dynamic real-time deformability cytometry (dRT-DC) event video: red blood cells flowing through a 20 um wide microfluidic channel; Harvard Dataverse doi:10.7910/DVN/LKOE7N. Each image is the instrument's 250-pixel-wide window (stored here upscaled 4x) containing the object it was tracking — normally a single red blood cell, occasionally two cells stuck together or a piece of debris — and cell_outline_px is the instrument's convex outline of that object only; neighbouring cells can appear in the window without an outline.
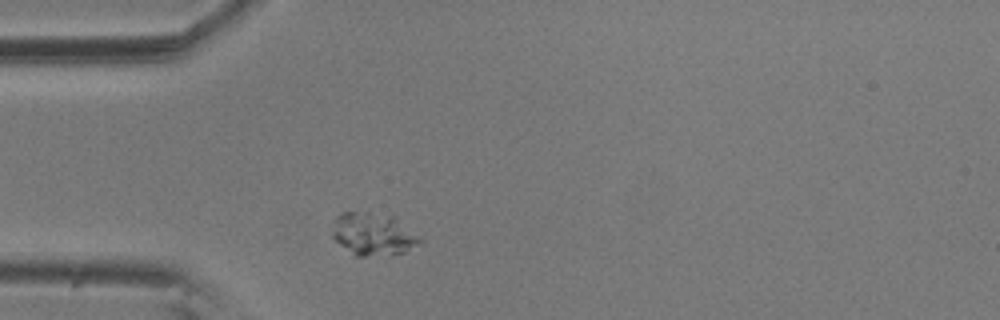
{"species": "common noctule bat (a hibernating species)", "species_latin": "Nyctalus noctula", "temperature_condition": "room temperature", "stored_images_in_passage": 1, "camera_frame_rate_fps": 3000, "um_per_image_px": 0.085, "animal": {"sex": "male", "body_mass_g": 20.5, "forearm_length_mm": 52.5}, "frame": {"image": 1, "passage_image": 1, "time_ms": 0.0, "image_size_px": [1000, 320], "cell_outline_px": [[424, 240], [420, 244], [404, 252], [392, 256], [352, 256], [332, 236], [332, 232], [336, 216], [340, 212], [368, 212], [392, 216]], "centroid_in_image_um": [31.71, 19.94], "position_along_channel_um": 53.3, "area_um2": 21.85}}